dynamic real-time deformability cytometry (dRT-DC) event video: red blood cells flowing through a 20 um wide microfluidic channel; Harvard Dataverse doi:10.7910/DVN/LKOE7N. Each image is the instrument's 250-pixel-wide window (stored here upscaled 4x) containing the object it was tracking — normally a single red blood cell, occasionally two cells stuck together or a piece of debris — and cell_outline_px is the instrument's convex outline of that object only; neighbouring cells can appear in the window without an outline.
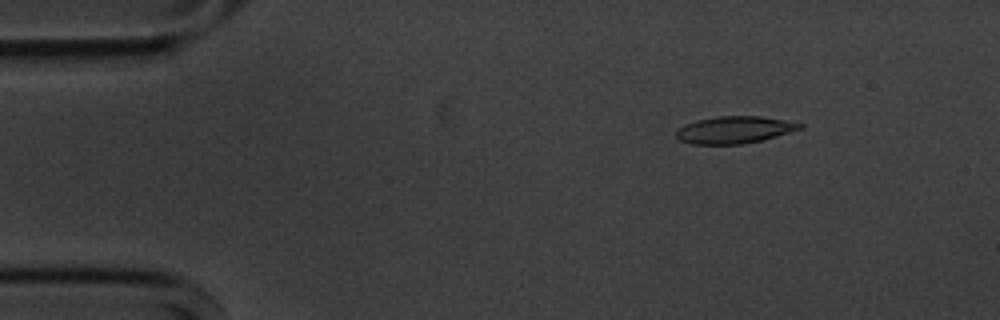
{"species": "common noctule bat (a hibernating species)", "species_latin": "Nyctalus noctula", "temperature_condition": "cold", "stored_images_in_passage": 50, "camera_frame_rate_fps": 3000, "um_per_image_px": 0.085, "animal": {"sex": "male", "body_mass_g": 20.1, "forearm_length_mm": 53.5}, "frame": {"image": 1, "passage_image": 2, "time_ms": 0.333, "image_size_px": [1000, 320], "cell_outline_px": [[804, 128], [776, 136], [744, 144], [692, 144], [680, 140], [676, 136], [676, 132], [684, 124], [696, 120], [716, 116], [760, 116], [784, 120], [804, 124]], "centroid_in_image_um": [62.42, 11.03], "position_along_channel_um": 22.6, "area_um2": 19.48}}
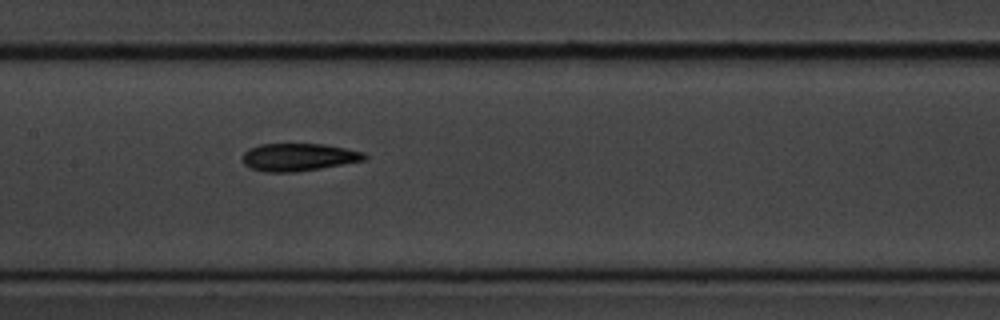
{"frame": {"image": 2, "passage_image": 21, "time_ms": 6.667, "image_size_px": [1000, 320], "cell_outline_px": [[368, 156], [364, 160], [320, 168], [296, 172], [264, 172], [252, 168], [244, 164], [244, 152], [248, 148], [260, 144], [324, 144], [364, 152]], "centroid_in_image_um": [25.37, 13.35], "position_along_channel_um": 182.0, "area_um2": 19.48}}
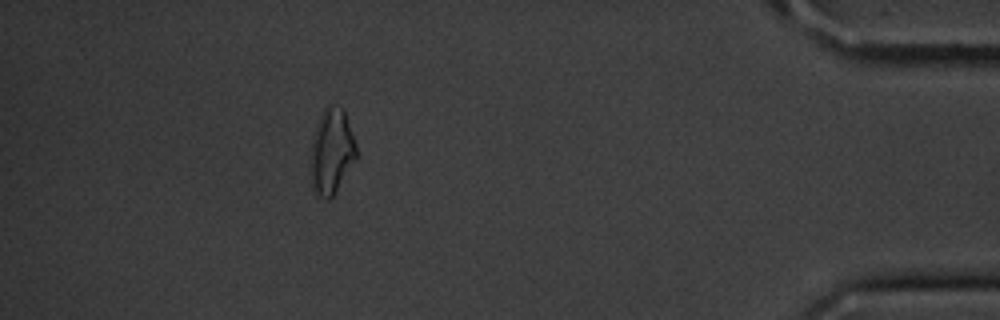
{"frame": {"image": 3, "passage_image": 44, "time_ms": 14.333, "image_size_px": [1000, 320], "cell_outline_px": [[356, 160], [332, 196], [328, 200], [320, 196], [312, 188], [308, 172], [312, 136], [316, 124], [324, 108], [328, 104], [340, 108], [344, 112], [352, 132], [356, 144]], "centroid_in_image_um": [28.13, 12.89], "position_along_channel_um": 407.1, "area_um2": 22.95}, "authors_computed_cell_mechanics": {"area_um2": 19.6809, "velocity_mm_per_s": 3.6122, "shape_relaxation_time_tau1_ms": 9.8907, "shape_relaxation_time_tau2_ms": 6.3867, "deformation_change_tau1": 0.237, "deformation_change_tau2": 0.1613}}